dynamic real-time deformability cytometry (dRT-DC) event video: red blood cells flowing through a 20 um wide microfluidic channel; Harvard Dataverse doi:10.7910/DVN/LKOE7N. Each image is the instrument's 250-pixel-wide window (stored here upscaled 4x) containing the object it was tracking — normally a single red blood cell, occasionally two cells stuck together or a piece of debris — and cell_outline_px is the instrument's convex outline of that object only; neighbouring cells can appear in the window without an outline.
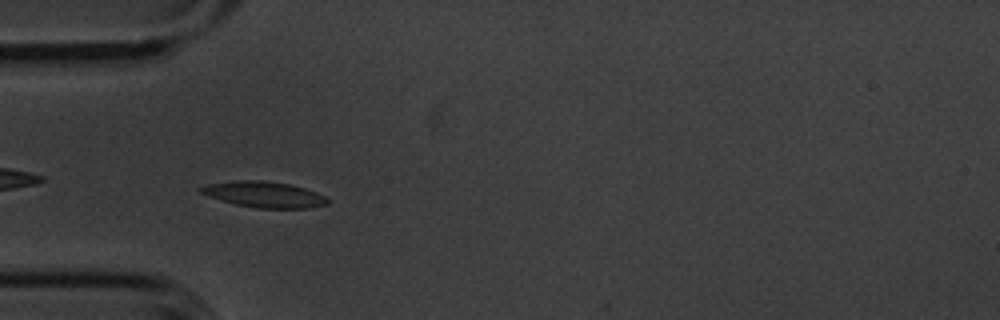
{"species": "common noctule bat (a hibernating species)", "species_latin": "Nyctalus noctula", "temperature_condition": "cold", "stored_images_in_passage": 42, "camera_frame_rate_fps": 3000, "um_per_image_px": 0.085, "animal": {"sex": "male", "body_mass_g": 20.1, "forearm_length_mm": 53.5}, "frame": {"image": 1, "passage_image": 3, "time_ms": 0.667, "image_size_px": [1000, 320], "cell_outline_px": [[328, 204], [308, 208], [256, 208], [236, 204], [208, 196], [200, 192], [196, 188], [208, 184], [236, 180], [264, 180], [288, 184], [304, 188], [316, 192], [324, 196], [328, 200]], "centroid_in_image_um": [22.42, 16.52], "position_along_channel_um": 62.6, "area_um2": 19.02}}
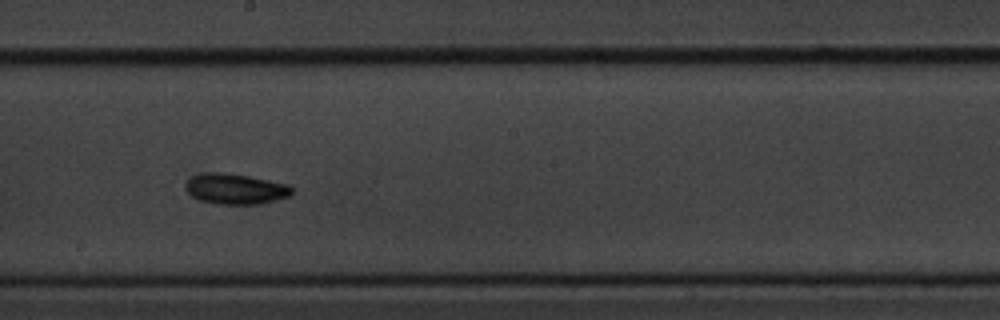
{"frame": {"image": 2, "passage_image": 17, "time_ms": 5.333, "image_size_px": [1000, 320], "cell_outline_px": [[292, 192], [288, 196], [276, 200], [260, 204], [220, 204], [200, 200], [192, 196], [188, 192], [188, 180], [192, 176], [204, 172], [224, 172], [248, 176], [288, 184], [292, 188]], "centroid_in_image_um": [20.03, 16.05], "position_along_channel_um": 228.2, "area_um2": 18.67}}
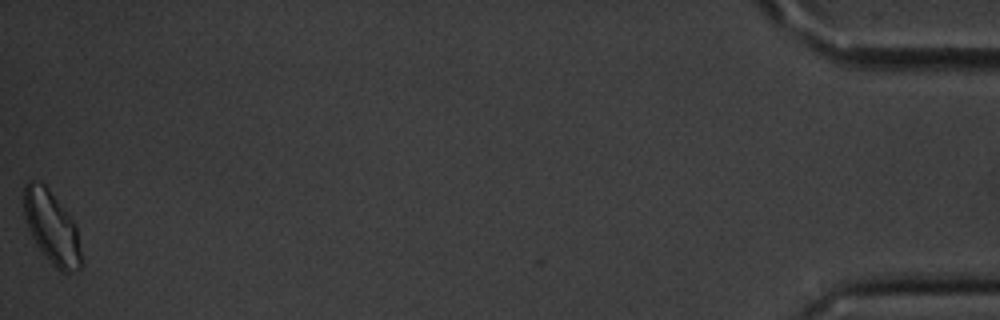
{"frame": {"image": 3, "passage_image": 42, "time_ms": 13.667, "image_size_px": [1000, 320], "cell_outline_px": [[84, 264], [76, 272], [60, 272], [44, 256], [36, 244], [28, 228], [24, 216], [24, 184], [28, 180], [36, 180], [44, 184], [48, 188], [76, 224], [84, 260]], "centroid_in_image_um": [4.43, 19.38], "position_along_channel_um": 430.8, "area_um2": 24.74}, "authors_computed_cell_mechanics": {"area_um2": 17.8313, "velocity_mm_per_s": 3.5772, "shape_relaxation_time_tau1_ms": 3.1828, "shape_relaxation_time_tau2_ms": null, "deformation_change_tau1": 0.1015, "deformation_change_tau2": null}}